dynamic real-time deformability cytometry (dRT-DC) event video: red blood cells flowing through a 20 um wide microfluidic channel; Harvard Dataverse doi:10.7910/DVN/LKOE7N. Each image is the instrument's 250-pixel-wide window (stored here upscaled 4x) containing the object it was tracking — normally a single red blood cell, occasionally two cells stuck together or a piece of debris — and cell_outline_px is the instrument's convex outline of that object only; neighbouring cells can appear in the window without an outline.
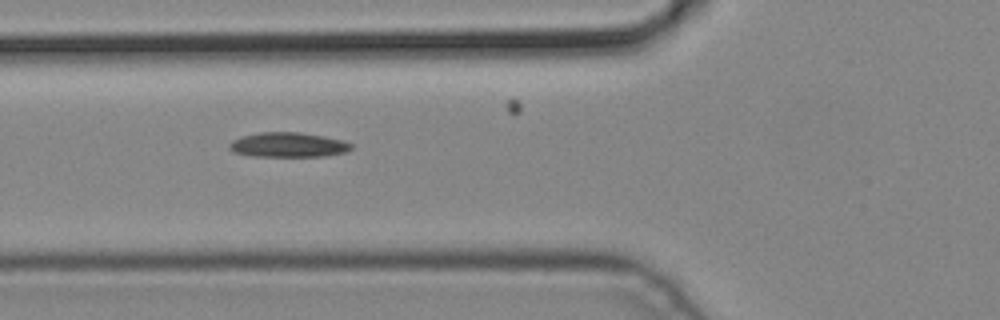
{"species": "common noctule bat (a hibernating species)", "species_latin": "Nyctalus noctula", "temperature_condition": "cold", "stored_images_in_passage": 7, "camera_frame_rate_fps": 3000, "um_per_image_px": 0.085, "animal": {"sex": "male", "body_mass_g": 19.2, "forearm_length_mm": 51.8}, "frame": {"image": 1, "passage_image": 6, "time_ms": 1.667, "image_size_px": [1000, 320], "cell_outline_px": [[352, 148], [344, 152], [324, 156], [252, 156], [232, 152], [228, 148], [228, 144], [232, 140], [240, 136], [260, 132], [300, 132], [324, 136], [344, 140], [352, 144]], "centroid_in_image_um": [24.45, 12.3], "position_along_channel_um": 101.4, "area_um2": 17.69}}
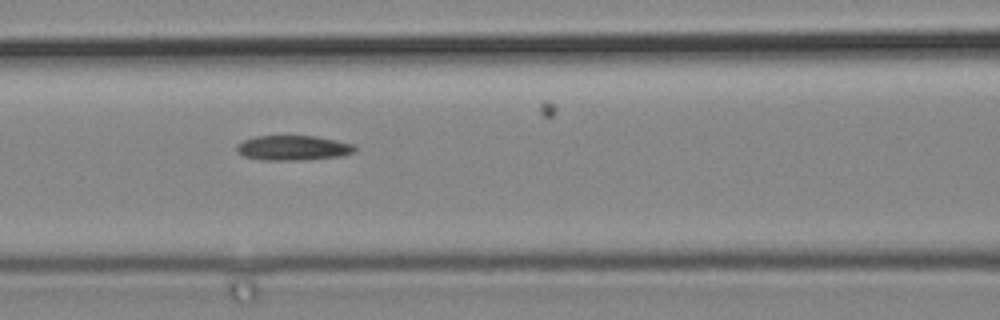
{"frame": {"image": 2, "passage_image": 7, "time_ms": 2.0, "image_size_px": [1000, 320], "cell_outline_px": [[356, 152], [344, 156], [304, 160], [264, 160], [244, 156], [236, 152], [236, 144], [244, 140], [256, 136], [316, 136], [356, 144]], "centroid_in_image_um": [24.96, 12.57], "position_along_channel_um": 141.6, "area_um2": 17.4}}